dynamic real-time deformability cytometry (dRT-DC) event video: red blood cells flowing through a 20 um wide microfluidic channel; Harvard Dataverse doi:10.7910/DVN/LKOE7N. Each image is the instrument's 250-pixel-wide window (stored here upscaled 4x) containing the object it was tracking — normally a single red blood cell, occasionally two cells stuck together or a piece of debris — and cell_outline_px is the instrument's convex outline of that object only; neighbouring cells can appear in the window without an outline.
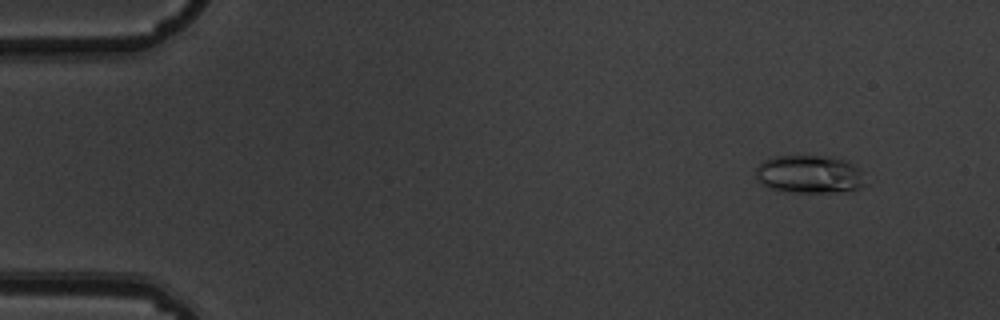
{"species": "common noctule bat (a hibernating species)", "species_latin": "Nyctalus noctula", "temperature_condition": "warm", "stored_images_in_passage": 5, "camera_frame_rate_fps": 3000, "um_per_image_px": 0.085, "animal": {"sex": "male", "body_mass_g": 19.5, "forearm_length_mm": 54.6}, "frame": {"image": 1, "passage_image": 2, "time_ms": 0.333, "image_size_px": [1000, 320], "cell_outline_px": [[868, 184], [860, 188], [828, 192], [792, 192], [768, 188], [756, 180], [756, 168], [764, 160], [772, 156], [832, 156], [848, 160], [860, 168], [864, 172]], "centroid_in_image_um": [68.85, 14.8], "position_along_channel_um": 16.2, "area_um2": 24.74}}